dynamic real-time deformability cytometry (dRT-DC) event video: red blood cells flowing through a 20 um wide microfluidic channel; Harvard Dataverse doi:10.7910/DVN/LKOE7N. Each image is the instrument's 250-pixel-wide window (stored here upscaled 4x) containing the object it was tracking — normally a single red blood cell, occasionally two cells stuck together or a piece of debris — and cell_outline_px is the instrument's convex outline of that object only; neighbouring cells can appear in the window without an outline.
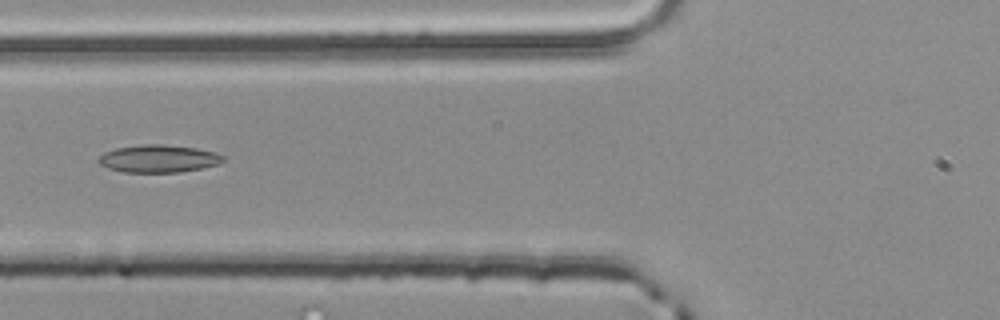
{"species": "common noctule bat (a hibernating species)", "species_latin": "Nyctalus noctula", "temperature_condition": "room temperature", "stored_images_in_passage": 3, "camera_frame_rate_fps": 3000, "um_per_image_px": 0.085, "animal": {"sex": "male", "body_mass_g": 20.4}, "frame": {"image": 1, "passage_image": 3, "time_ms": 0.667, "image_size_px": [1000, 320], "cell_outline_px": [[224, 160], [216, 164], [204, 168], [180, 172], [124, 172], [108, 168], [100, 164], [96, 160], [104, 152], [116, 148], [144, 144], [164, 144], [196, 148], [216, 152], [224, 156]], "centroid_in_image_um": [13.47, 13.48], "position_along_channel_um": 112.3, "area_um2": 20.06}}